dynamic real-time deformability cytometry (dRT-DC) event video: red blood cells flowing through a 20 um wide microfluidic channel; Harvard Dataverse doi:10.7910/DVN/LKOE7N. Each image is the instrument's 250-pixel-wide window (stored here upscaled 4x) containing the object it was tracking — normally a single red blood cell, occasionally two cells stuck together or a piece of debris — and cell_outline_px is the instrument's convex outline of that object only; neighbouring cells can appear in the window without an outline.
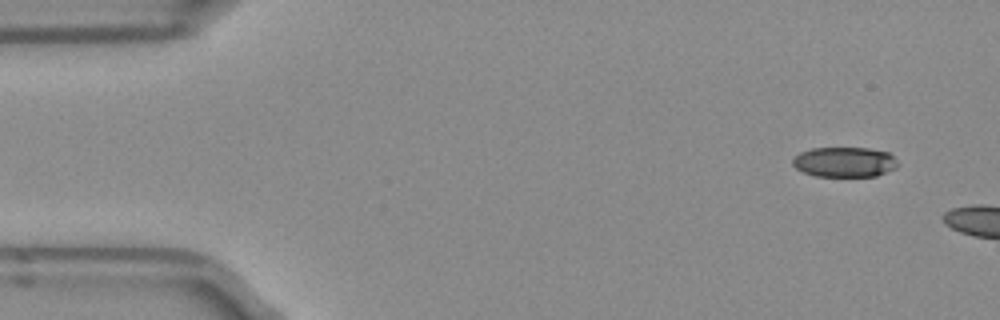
{"species": "Egyptian fruit bat (a non-hibernating species)", "species_latin": "Rousettus aegyptiacus", "temperature_condition": "room temperature", "stored_images_in_passage": 3, "camera_frame_rate_fps": 3000, "um_per_image_px": 0.085, "frame": {"image": 1, "passage_image": 1, "time_ms": 0.0, "image_size_px": [1000, 320], "cell_outline_px": [[896, 168], [876, 176], [816, 176], [804, 172], [796, 168], [792, 164], [792, 160], [800, 152], [812, 148], [868, 148], [888, 152], [896, 160]], "centroid_in_image_um": [71.77, 13.77], "position_along_channel_um": 13.2, "area_um2": 18.26}}